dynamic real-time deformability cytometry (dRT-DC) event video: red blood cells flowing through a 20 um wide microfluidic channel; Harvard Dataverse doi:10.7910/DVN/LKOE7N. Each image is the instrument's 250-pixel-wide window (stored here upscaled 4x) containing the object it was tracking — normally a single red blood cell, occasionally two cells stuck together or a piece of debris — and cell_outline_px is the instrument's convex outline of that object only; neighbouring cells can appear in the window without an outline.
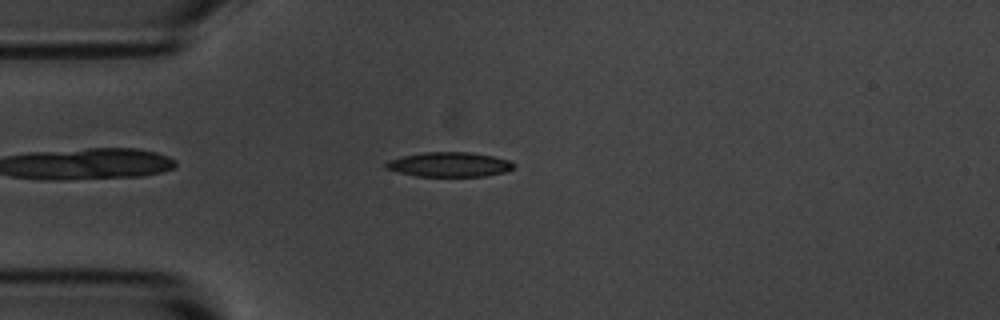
{"species": "common noctule bat (a hibernating species)", "species_latin": "Nyctalus noctula", "temperature_condition": "room temperature", "stored_images_in_passage": 41, "camera_frame_rate_fps": 3000, "um_per_image_px": 0.085, "animal": {"sex": "male", "body_mass_g": 20.1, "forearm_length_mm": 53.5}, "frame": {"image": 1, "passage_image": 6, "time_ms": 1.667, "image_size_px": [1000, 320], "cell_outline_px": [[516, 164], [512, 168], [504, 172], [484, 176], [416, 176], [384, 168], [384, 164], [388, 160], [404, 156], [424, 152], [468, 152], [492, 156], [508, 160]], "centroid_in_image_um": [38.17, 13.98], "position_along_channel_um": 46.8, "area_um2": 18.15}}
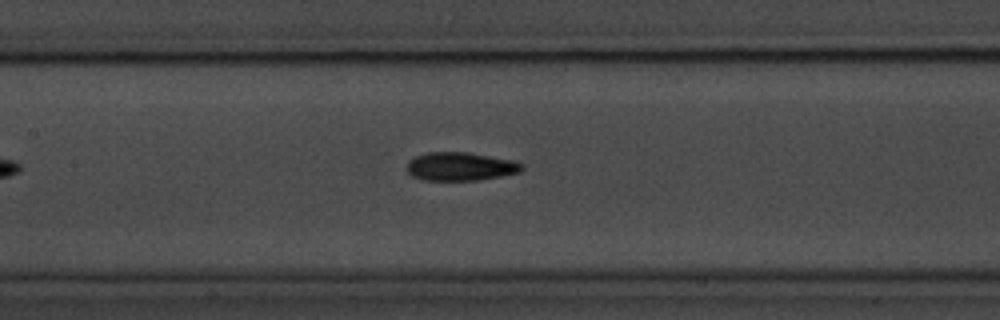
{"frame": {"image": 2, "passage_image": 17, "time_ms": 5.333, "image_size_px": [1000, 320], "cell_outline_px": [[524, 168], [520, 172], [480, 180], [420, 180], [412, 176], [404, 168], [408, 160], [416, 156], [428, 152], [468, 152], [512, 160], [524, 164]], "centroid_in_image_um": [39.1, 14.15], "position_along_channel_um": 168.3, "area_um2": 19.25}}
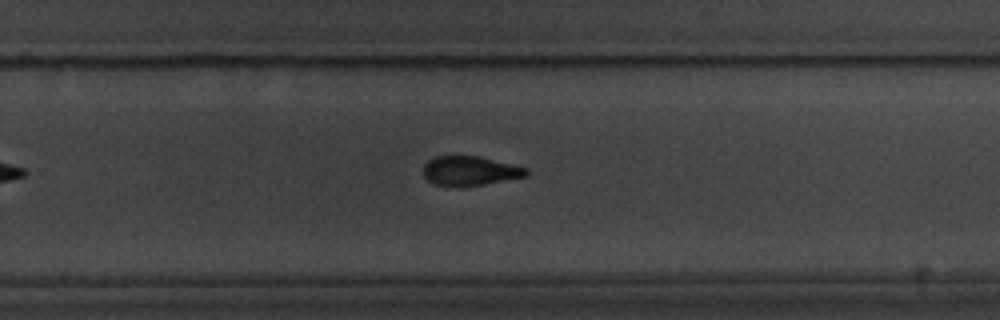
{"frame": {"image": 3, "passage_image": 27, "time_ms": 8.667, "image_size_px": [1000, 320], "cell_outline_px": [[528, 176], [484, 184], [452, 188], [432, 184], [424, 176], [424, 164], [428, 160], [436, 156], [480, 156], [528, 168]], "centroid_in_image_um": [39.93, 14.54], "position_along_channel_um": 289.9, "area_um2": 17.92}, "authors_computed_cell_mechanics": {"area_um2": 18.9006, "velocity_mm_per_s": 3.6569, "shape_relaxation_time_tau1_ms": 2.6045, "shape_relaxation_time_tau2_ms": 2.5689, "deformation_change_tau1": 0.1282, "deformation_change_tau2": 0.1006}}